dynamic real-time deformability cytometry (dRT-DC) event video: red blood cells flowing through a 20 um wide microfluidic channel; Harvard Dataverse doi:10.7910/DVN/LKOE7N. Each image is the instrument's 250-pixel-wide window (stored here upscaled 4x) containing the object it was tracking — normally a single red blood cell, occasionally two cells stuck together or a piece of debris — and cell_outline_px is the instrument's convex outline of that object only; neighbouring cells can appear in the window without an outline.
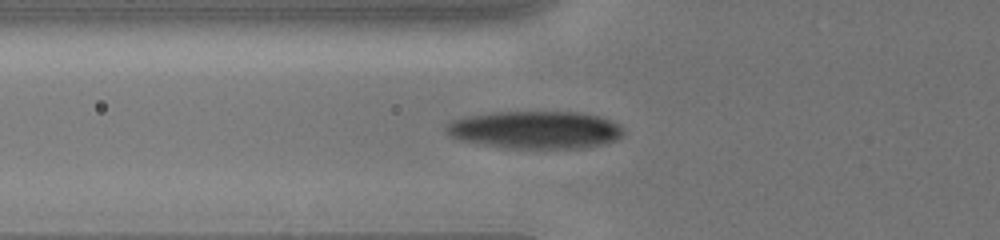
{"species": "human", "species_latin": "Homo sapiens", "temperature_condition": "cold", "stored_images_in_passage": 10, "camera_frame_rate_fps": 3000, "um_per_image_px": 0.085, "donor": {"sex": "male"}, "frame": {"image": 1, "passage_image": 9, "time_ms": 3.333, "image_size_px": [1000, 240], "cell_outline_px": [[624, 136], [620, 140], [604, 144], [584, 148], [520, 148], [484, 144], [460, 140], [444, 132], [444, 128], [452, 120], [464, 116], [492, 112], [580, 112], [600, 116], [612, 120], [620, 124], [624, 128]], "centroid_in_image_um": [45.58, 11.02], "position_along_channel_um": 80.2, "area_um2": 39.19}}